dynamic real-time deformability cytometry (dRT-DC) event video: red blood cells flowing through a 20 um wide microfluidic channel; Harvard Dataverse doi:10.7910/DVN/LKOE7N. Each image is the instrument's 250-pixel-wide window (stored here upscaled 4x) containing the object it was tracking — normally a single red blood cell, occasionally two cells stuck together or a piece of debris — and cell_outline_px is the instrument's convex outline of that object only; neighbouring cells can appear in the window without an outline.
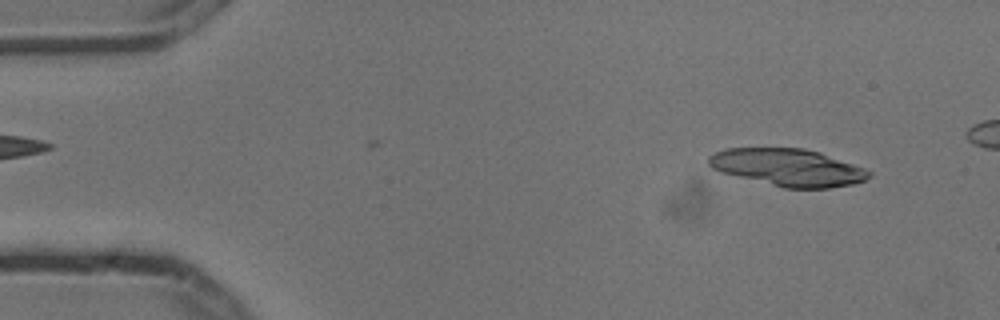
{"species": "common noctule bat (a hibernating species)", "species_latin": "Nyctalus noctula", "temperature_condition": "cold", "stored_images_in_passage": 4, "camera_frame_rate_fps": 3000, "um_per_image_px": 0.085, "animal": {"sex": "male", "body_mass_g": 13.3}, "frame": {"image": 1, "passage_image": 1, "time_ms": 0.0, "image_size_px": [1000, 320], "cell_outline_px": [[872, 176], [864, 180], [852, 184], [828, 188], [784, 188], [720, 172], [712, 168], [708, 164], [708, 156], [724, 148], [804, 148], [820, 152], [864, 168], [872, 172]], "centroid_in_image_um": [66.96, 14.23], "position_along_channel_um": 18.0, "area_um2": 34.8}}